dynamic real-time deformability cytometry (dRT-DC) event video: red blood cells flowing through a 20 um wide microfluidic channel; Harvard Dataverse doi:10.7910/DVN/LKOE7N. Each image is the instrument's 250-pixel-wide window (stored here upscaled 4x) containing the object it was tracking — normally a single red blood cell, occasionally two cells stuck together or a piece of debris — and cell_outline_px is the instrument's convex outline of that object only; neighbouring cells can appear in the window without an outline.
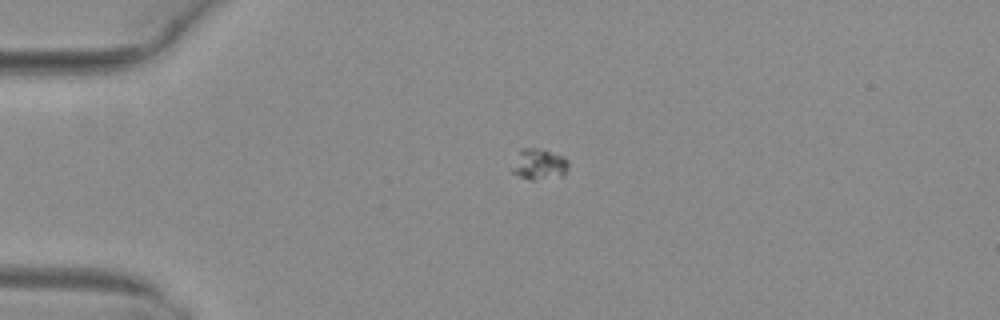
{"species": "common noctule bat (a hibernating species)", "species_latin": "Nyctalus noctula", "temperature_condition": "warm", "stored_images_in_passage": 40, "camera_frame_rate_fps": 3000, "um_per_image_px": 0.085, "animal": {"sex": "female", "body_mass_g": 29.2, "forearm_length_mm": 56.3}, "frame": {"image": 1, "passage_image": 1, "time_ms": 0.0, "image_size_px": [1000, 320], "cell_outline_px": [[568, 168], [564, 176], [532, 180], [520, 176], [512, 172], [512, 168], [520, 148], [544, 148], [564, 156], [568, 160]], "centroid_in_image_um": [45.87, 13.94], "position_along_channel_um": 39.1, "area_um2": 10.29}}